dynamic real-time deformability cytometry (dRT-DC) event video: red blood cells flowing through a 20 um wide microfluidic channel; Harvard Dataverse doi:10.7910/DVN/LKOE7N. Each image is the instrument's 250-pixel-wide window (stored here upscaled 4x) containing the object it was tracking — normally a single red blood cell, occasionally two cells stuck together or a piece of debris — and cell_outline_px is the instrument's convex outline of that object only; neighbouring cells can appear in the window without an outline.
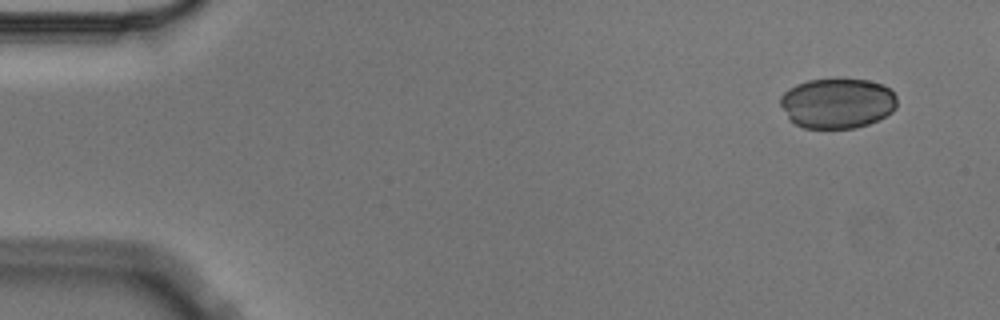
{"species": "Egyptian fruit bat (a non-hibernating species)", "species_latin": "Rousettus aegyptiacus", "temperature_condition": "cold", "stored_images_in_passage": 4, "camera_frame_rate_fps": 3000, "um_per_image_px": 0.085, "animal": {"sex": "male"}, "frame": {"image": 1, "passage_image": 1, "time_ms": 0.0, "image_size_px": [1000, 320], "cell_outline_px": [[896, 108], [892, 112], [868, 124], [856, 128], [804, 128], [788, 120], [780, 104], [780, 96], [788, 88], [796, 84], [808, 80], [868, 80], [884, 84], [896, 96]], "centroid_in_image_um": [71.14, 8.78], "position_along_channel_um": 13.9, "area_um2": 34.1}}